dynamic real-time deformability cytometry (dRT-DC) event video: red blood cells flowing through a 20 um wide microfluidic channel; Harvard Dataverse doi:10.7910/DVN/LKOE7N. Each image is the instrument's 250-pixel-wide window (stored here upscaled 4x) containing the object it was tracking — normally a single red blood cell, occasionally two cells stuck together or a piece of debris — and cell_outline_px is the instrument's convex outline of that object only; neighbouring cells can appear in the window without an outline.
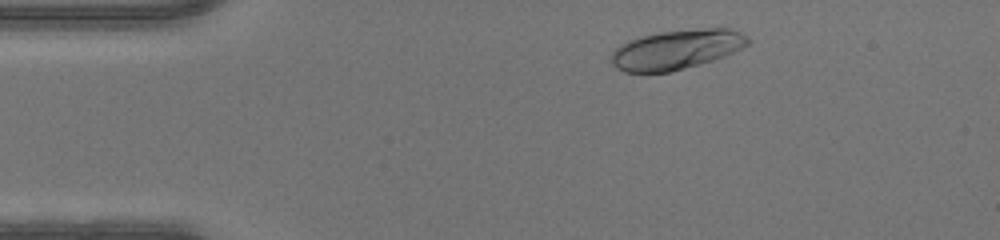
{"species": "human", "species_latin": "Homo sapiens", "temperature_condition": "warm", "stored_images_in_passage": 44, "camera_frame_rate_fps": 3000, "um_per_image_px": 0.085, "donor": {"sex": "male"}, "frame": {"image": 1, "passage_image": 4, "time_ms": 1.0, "image_size_px": [1000, 240], "cell_outline_px": [[752, 40], [748, 44], [724, 56], [700, 64], [668, 72], [624, 72], [616, 68], [608, 60], [608, 56], [620, 44], [628, 40], [640, 36], [660, 32], [700, 28], [728, 28], [740, 32], [748, 36]], "centroid_in_image_um": [57.46, 4.2], "position_along_channel_um": 27.5, "area_um2": 31.67}}
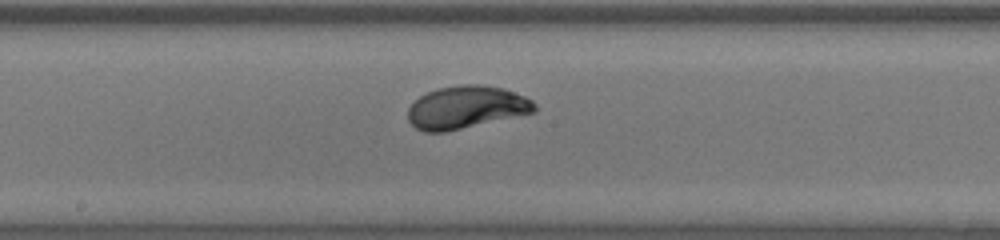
{"frame": {"image": 2, "passage_image": 21, "time_ms": 6.667, "image_size_px": [1000, 240], "cell_outline_px": [[536, 112], [444, 132], [424, 132], [416, 128], [408, 120], [408, 108], [420, 96], [436, 88], [460, 84], [480, 84], [504, 88], [524, 96], [532, 100], [536, 104]], "centroid_in_image_um": [39.63, 9.11], "position_along_channel_um": 208.6, "area_um2": 31.5}}
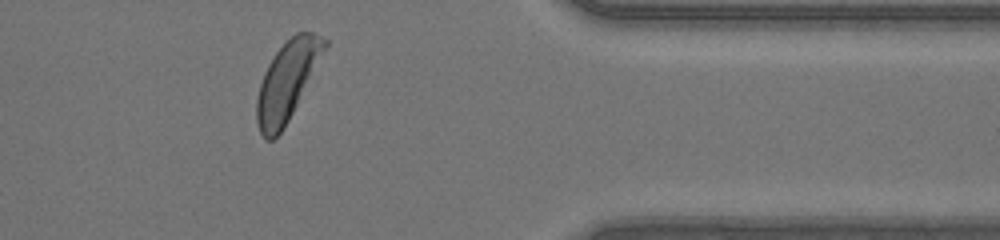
{"frame": {"image": 3, "passage_image": 35, "time_ms": 11.333, "image_size_px": [1000, 240], "cell_outline_px": [[328, 44], [288, 120], [280, 132], [272, 140], [264, 140], [260, 132], [256, 120], [256, 100], [260, 84], [264, 72], [268, 64], [276, 52], [296, 32], [312, 32], [328, 40]], "centroid_in_image_um": [24.38, 6.89], "position_along_channel_um": 387.0, "area_um2": 30.35}}